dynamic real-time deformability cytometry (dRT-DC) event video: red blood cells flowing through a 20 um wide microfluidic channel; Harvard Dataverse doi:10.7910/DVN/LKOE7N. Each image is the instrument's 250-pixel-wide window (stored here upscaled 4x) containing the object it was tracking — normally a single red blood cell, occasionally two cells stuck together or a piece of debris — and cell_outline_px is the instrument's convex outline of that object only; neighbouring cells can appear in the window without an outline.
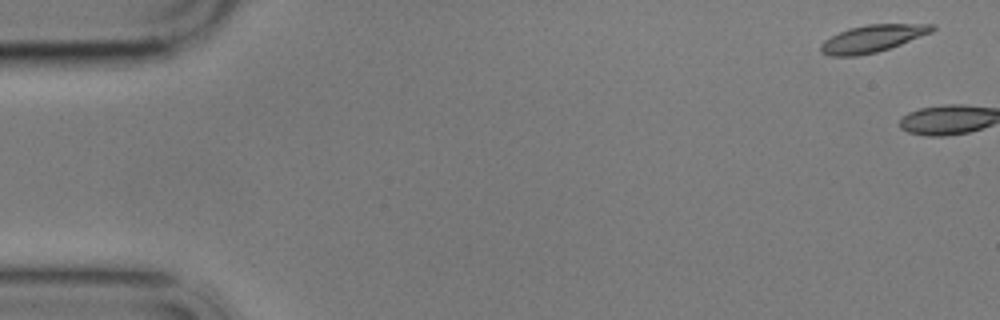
{"species": "common noctule bat (a hibernating species)", "species_latin": "Nyctalus noctula", "temperature_condition": "cold", "stored_images_in_passage": 2, "camera_frame_rate_fps": 3000, "um_per_image_px": 0.085, "animal": {"sex": "male", "body_mass_g": 17.9}, "frame": {"image": 1, "passage_image": 1, "time_ms": 0.0, "image_size_px": [1000, 320], "cell_outline_px": [[936, 28], [932, 32], [900, 44], [876, 52], [856, 56], [828, 56], [820, 52], [820, 44], [824, 40], [848, 28], [868, 24], [936, 24]], "centroid_in_image_um": [74.13, 3.27], "position_along_channel_um": 10.9, "area_um2": 17.57}}